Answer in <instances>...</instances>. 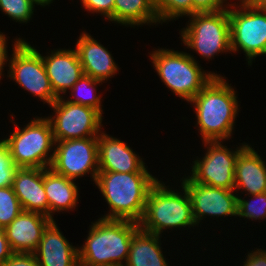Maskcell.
I'll list each match as a JSON object with an SVG mask.
<instances>
[{
  "label": "cell",
  "mask_w": 266,
  "mask_h": 266,
  "mask_svg": "<svg viewBox=\"0 0 266 266\" xmlns=\"http://www.w3.org/2000/svg\"><path fill=\"white\" fill-rule=\"evenodd\" d=\"M157 181L149 172L99 171L95 183L111 209L102 219L139 223L149 190Z\"/></svg>",
  "instance_id": "6da1fadb"
},
{
  "label": "cell",
  "mask_w": 266,
  "mask_h": 266,
  "mask_svg": "<svg viewBox=\"0 0 266 266\" xmlns=\"http://www.w3.org/2000/svg\"><path fill=\"white\" fill-rule=\"evenodd\" d=\"M160 236L139 229L132 237L124 266H168L160 247Z\"/></svg>",
  "instance_id": "7402d4cb"
},
{
  "label": "cell",
  "mask_w": 266,
  "mask_h": 266,
  "mask_svg": "<svg viewBox=\"0 0 266 266\" xmlns=\"http://www.w3.org/2000/svg\"><path fill=\"white\" fill-rule=\"evenodd\" d=\"M6 37L3 33L0 32V77L2 74V69L4 65L7 63V45H6ZM6 62V63H5ZM1 79V78H0Z\"/></svg>",
  "instance_id": "e575fe53"
},
{
  "label": "cell",
  "mask_w": 266,
  "mask_h": 266,
  "mask_svg": "<svg viewBox=\"0 0 266 266\" xmlns=\"http://www.w3.org/2000/svg\"><path fill=\"white\" fill-rule=\"evenodd\" d=\"M253 0H240L241 3H251Z\"/></svg>",
  "instance_id": "74e56055"
},
{
  "label": "cell",
  "mask_w": 266,
  "mask_h": 266,
  "mask_svg": "<svg viewBox=\"0 0 266 266\" xmlns=\"http://www.w3.org/2000/svg\"><path fill=\"white\" fill-rule=\"evenodd\" d=\"M3 140L10 149L14 164L19 168L50 167L53 153H48L53 151L55 140L52 125L47 117L33 119L22 130L16 126L9 138Z\"/></svg>",
  "instance_id": "8992f818"
},
{
  "label": "cell",
  "mask_w": 266,
  "mask_h": 266,
  "mask_svg": "<svg viewBox=\"0 0 266 266\" xmlns=\"http://www.w3.org/2000/svg\"><path fill=\"white\" fill-rule=\"evenodd\" d=\"M99 171L131 173L148 172L145 163L123 141L104 132L98 136Z\"/></svg>",
  "instance_id": "9a60e30c"
},
{
  "label": "cell",
  "mask_w": 266,
  "mask_h": 266,
  "mask_svg": "<svg viewBox=\"0 0 266 266\" xmlns=\"http://www.w3.org/2000/svg\"><path fill=\"white\" fill-rule=\"evenodd\" d=\"M150 55L162 82L187 102H190L214 76H220L202 71L189 53L158 49Z\"/></svg>",
  "instance_id": "5b68a950"
},
{
  "label": "cell",
  "mask_w": 266,
  "mask_h": 266,
  "mask_svg": "<svg viewBox=\"0 0 266 266\" xmlns=\"http://www.w3.org/2000/svg\"><path fill=\"white\" fill-rule=\"evenodd\" d=\"M226 0H192V15L197 12H215L228 7L223 6Z\"/></svg>",
  "instance_id": "1f68e13d"
},
{
  "label": "cell",
  "mask_w": 266,
  "mask_h": 266,
  "mask_svg": "<svg viewBox=\"0 0 266 266\" xmlns=\"http://www.w3.org/2000/svg\"><path fill=\"white\" fill-rule=\"evenodd\" d=\"M55 222L53 220L44 230L33 254L40 266H77L79 248L70 245Z\"/></svg>",
  "instance_id": "e0dca14e"
},
{
  "label": "cell",
  "mask_w": 266,
  "mask_h": 266,
  "mask_svg": "<svg viewBox=\"0 0 266 266\" xmlns=\"http://www.w3.org/2000/svg\"><path fill=\"white\" fill-rule=\"evenodd\" d=\"M113 21L122 25H143L157 23L154 0H115Z\"/></svg>",
  "instance_id": "603a6c76"
},
{
  "label": "cell",
  "mask_w": 266,
  "mask_h": 266,
  "mask_svg": "<svg viewBox=\"0 0 266 266\" xmlns=\"http://www.w3.org/2000/svg\"><path fill=\"white\" fill-rule=\"evenodd\" d=\"M235 191L243 189L248 195L266 192V165L248 144L239 153L235 164Z\"/></svg>",
  "instance_id": "ffe728a7"
},
{
  "label": "cell",
  "mask_w": 266,
  "mask_h": 266,
  "mask_svg": "<svg viewBox=\"0 0 266 266\" xmlns=\"http://www.w3.org/2000/svg\"><path fill=\"white\" fill-rule=\"evenodd\" d=\"M77 266H86V265L79 263Z\"/></svg>",
  "instance_id": "f35d334b"
},
{
  "label": "cell",
  "mask_w": 266,
  "mask_h": 266,
  "mask_svg": "<svg viewBox=\"0 0 266 266\" xmlns=\"http://www.w3.org/2000/svg\"><path fill=\"white\" fill-rule=\"evenodd\" d=\"M207 153L202 160H195L192 174L188 176L193 182L234 190L235 164L239 153L247 146L242 144L236 151H230L218 141H203Z\"/></svg>",
  "instance_id": "7c38bea8"
},
{
  "label": "cell",
  "mask_w": 266,
  "mask_h": 266,
  "mask_svg": "<svg viewBox=\"0 0 266 266\" xmlns=\"http://www.w3.org/2000/svg\"><path fill=\"white\" fill-rule=\"evenodd\" d=\"M22 211L13 187H0V227H7Z\"/></svg>",
  "instance_id": "484cf974"
},
{
  "label": "cell",
  "mask_w": 266,
  "mask_h": 266,
  "mask_svg": "<svg viewBox=\"0 0 266 266\" xmlns=\"http://www.w3.org/2000/svg\"><path fill=\"white\" fill-rule=\"evenodd\" d=\"M182 180V186L185 187L191 199L196 224L203 220L204 215L237 216L238 196L234 194V190L196 183L189 177Z\"/></svg>",
  "instance_id": "4fadbf2b"
},
{
  "label": "cell",
  "mask_w": 266,
  "mask_h": 266,
  "mask_svg": "<svg viewBox=\"0 0 266 266\" xmlns=\"http://www.w3.org/2000/svg\"><path fill=\"white\" fill-rule=\"evenodd\" d=\"M61 96L52 105L54 117L48 119L52 125L55 141L98 137L102 129V115L95 109L70 103Z\"/></svg>",
  "instance_id": "30bf717a"
},
{
  "label": "cell",
  "mask_w": 266,
  "mask_h": 266,
  "mask_svg": "<svg viewBox=\"0 0 266 266\" xmlns=\"http://www.w3.org/2000/svg\"><path fill=\"white\" fill-rule=\"evenodd\" d=\"M139 223L129 220L98 219L90 228L83 247L78 249L79 263L86 266H124L133 235Z\"/></svg>",
  "instance_id": "3957f363"
},
{
  "label": "cell",
  "mask_w": 266,
  "mask_h": 266,
  "mask_svg": "<svg viewBox=\"0 0 266 266\" xmlns=\"http://www.w3.org/2000/svg\"><path fill=\"white\" fill-rule=\"evenodd\" d=\"M154 6L159 23L192 15V0H154Z\"/></svg>",
  "instance_id": "d4e9b609"
},
{
  "label": "cell",
  "mask_w": 266,
  "mask_h": 266,
  "mask_svg": "<svg viewBox=\"0 0 266 266\" xmlns=\"http://www.w3.org/2000/svg\"><path fill=\"white\" fill-rule=\"evenodd\" d=\"M76 51L84 75L103 82L117 72V65L109 51L88 33L83 32L80 35Z\"/></svg>",
  "instance_id": "d6986e66"
},
{
  "label": "cell",
  "mask_w": 266,
  "mask_h": 266,
  "mask_svg": "<svg viewBox=\"0 0 266 266\" xmlns=\"http://www.w3.org/2000/svg\"><path fill=\"white\" fill-rule=\"evenodd\" d=\"M43 186L49 204V218L54 211H66L76 207L78 186L74 180L54 172L50 167L43 168Z\"/></svg>",
  "instance_id": "44dd1931"
},
{
  "label": "cell",
  "mask_w": 266,
  "mask_h": 266,
  "mask_svg": "<svg viewBox=\"0 0 266 266\" xmlns=\"http://www.w3.org/2000/svg\"><path fill=\"white\" fill-rule=\"evenodd\" d=\"M251 4L262 11H266V0H253Z\"/></svg>",
  "instance_id": "d590c367"
},
{
  "label": "cell",
  "mask_w": 266,
  "mask_h": 266,
  "mask_svg": "<svg viewBox=\"0 0 266 266\" xmlns=\"http://www.w3.org/2000/svg\"><path fill=\"white\" fill-rule=\"evenodd\" d=\"M1 266H40L33 253H13Z\"/></svg>",
  "instance_id": "4dcf8cb0"
},
{
  "label": "cell",
  "mask_w": 266,
  "mask_h": 266,
  "mask_svg": "<svg viewBox=\"0 0 266 266\" xmlns=\"http://www.w3.org/2000/svg\"><path fill=\"white\" fill-rule=\"evenodd\" d=\"M115 0H81L83 7L92 13H101L108 20L113 21V7Z\"/></svg>",
  "instance_id": "f546056e"
},
{
  "label": "cell",
  "mask_w": 266,
  "mask_h": 266,
  "mask_svg": "<svg viewBox=\"0 0 266 266\" xmlns=\"http://www.w3.org/2000/svg\"><path fill=\"white\" fill-rule=\"evenodd\" d=\"M184 195L167 189L159 180L150 188L139 228L160 235L164 228L190 227L195 223L190 196L182 186Z\"/></svg>",
  "instance_id": "277c9868"
},
{
  "label": "cell",
  "mask_w": 266,
  "mask_h": 266,
  "mask_svg": "<svg viewBox=\"0 0 266 266\" xmlns=\"http://www.w3.org/2000/svg\"><path fill=\"white\" fill-rule=\"evenodd\" d=\"M189 25L181 31L187 48L195 50L206 59L219 52L231 51L230 21L228 10L197 12L191 15Z\"/></svg>",
  "instance_id": "52a82bcc"
},
{
  "label": "cell",
  "mask_w": 266,
  "mask_h": 266,
  "mask_svg": "<svg viewBox=\"0 0 266 266\" xmlns=\"http://www.w3.org/2000/svg\"><path fill=\"white\" fill-rule=\"evenodd\" d=\"M224 79L214 76L190 101L195 106L203 141L229 139L234 129L238 101L234 89Z\"/></svg>",
  "instance_id": "7a4b0ae2"
},
{
  "label": "cell",
  "mask_w": 266,
  "mask_h": 266,
  "mask_svg": "<svg viewBox=\"0 0 266 266\" xmlns=\"http://www.w3.org/2000/svg\"><path fill=\"white\" fill-rule=\"evenodd\" d=\"M18 169L8 145L4 140H0V187H12Z\"/></svg>",
  "instance_id": "f1b7e54d"
},
{
  "label": "cell",
  "mask_w": 266,
  "mask_h": 266,
  "mask_svg": "<svg viewBox=\"0 0 266 266\" xmlns=\"http://www.w3.org/2000/svg\"><path fill=\"white\" fill-rule=\"evenodd\" d=\"M34 4L45 6L49 5L53 0H31Z\"/></svg>",
  "instance_id": "8d00e7d4"
},
{
  "label": "cell",
  "mask_w": 266,
  "mask_h": 266,
  "mask_svg": "<svg viewBox=\"0 0 266 266\" xmlns=\"http://www.w3.org/2000/svg\"><path fill=\"white\" fill-rule=\"evenodd\" d=\"M12 187L23 211L37 212L49 217V204L43 186V169L19 168Z\"/></svg>",
  "instance_id": "ac0fdd59"
},
{
  "label": "cell",
  "mask_w": 266,
  "mask_h": 266,
  "mask_svg": "<svg viewBox=\"0 0 266 266\" xmlns=\"http://www.w3.org/2000/svg\"><path fill=\"white\" fill-rule=\"evenodd\" d=\"M31 0H0V9L12 20L27 23L34 11Z\"/></svg>",
  "instance_id": "4316f807"
},
{
  "label": "cell",
  "mask_w": 266,
  "mask_h": 266,
  "mask_svg": "<svg viewBox=\"0 0 266 266\" xmlns=\"http://www.w3.org/2000/svg\"><path fill=\"white\" fill-rule=\"evenodd\" d=\"M50 168L68 179L76 180L86 173L95 182L99 172L98 137L55 141Z\"/></svg>",
  "instance_id": "8fae6325"
},
{
  "label": "cell",
  "mask_w": 266,
  "mask_h": 266,
  "mask_svg": "<svg viewBox=\"0 0 266 266\" xmlns=\"http://www.w3.org/2000/svg\"><path fill=\"white\" fill-rule=\"evenodd\" d=\"M53 220L41 213L22 211L4 228L13 253H34L44 230Z\"/></svg>",
  "instance_id": "5bb4252c"
},
{
  "label": "cell",
  "mask_w": 266,
  "mask_h": 266,
  "mask_svg": "<svg viewBox=\"0 0 266 266\" xmlns=\"http://www.w3.org/2000/svg\"><path fill=\"white\" fill-rule=\"evenodd\" d=\"M243 266H266V250L257 249L249 253Z\"/></svg>",
  "instance_id": "d6a6232c"
},
{
  "label": "cell",
  "mask_w": 266,
  "mask_h": 266,
  "mask_svg": "<svg viewBox=\"0 0 266 266\" xmlns=\"http://www.w3.org/2000/svg\"><path fill=\"white\" fill-rule=\"evenodd\" d=\"M13 251L10 248L9 242L5 236V230L0 227V266L11 257Z\"/></svg>",
  "instance_id": "836d02e7"
},
{
  "label": "cell",
  "mask_w": 266,
  "mask_h": 266,
  "mask_svg": "<svg viewBox=\"0 0 266 266\" xmlns=\"http://www.w3.org/2000/svg\"><path fill=\"white\" fill-rule=\"evenodd\" d=\"M252 196L257 201H246L238 197L237 216L254 220L266 219V192Z\"/></svg>",
  "instance_id": "83f0119b"
},
{
  "label": "cell",
  "mask_w": 266,
  "mask_h": 266,
  "mask_svg": "<svg viewBox=\"0 0 266 266\" xmlns=\"http://www.w3.org/2000/svg\"><path fill=\"white\" fill-rule=\"evenodd\" d=\"M51 52L50 56H42V60L52 89L60 98V94L65 95L67 89H71L84 75V71L76 49H57L55 52Z\"/></svg>",
  "instance_id": "2e32d148"
},
{
  "label": "cell",
  "mask_w": 266,
  "mask_h": 266,
  "mask_svg": "<svg viewBox=\"0 0 266 266\" xmlns=\"http://www.w3.org/2000/svg\"><path fill=\"white\" fill-rule=\"evenodd\" d=\"M101 83L102 84V81L100 80H95L93 78H91L90 76H87V75H83L75 84L74 86L71 88V91H72V97L76 95V93H79L78 95L75 96V99L74 100H67L69 101L70 103H74V104H79V105H84V106H88V107H91L95 110H97L101 115L103 114L102 113V107H101V96L100 95H96V94H93L95 93L93 90H96L95 89V86H97L96 84H99ZM87 92H89L88 94V97L86 96L87 95V92L85 91V94L83 96L80 95V91H83L85 90ZM82 93V92H81ZM92 95V96H91Z\"/></svg>",
  "instance_id": "cb8c5ba5"
},
{
  "label": "cell",
  "mask_w": 266,
  "mask_h": 266,
  "mask_svg": "<svg viewBox=\"0 0 266 266\" xmlns=\"http://www.w3.org/2000/svg\"><path fill=\"white\" fill-rule=\"evenodd\" d=\"M237 8L240 9H227L231 51L241 48L249 64L256 56L266 54V11L255 8L251 3H241Z\"/></svg>",
  "instance_id": "9c48e42d"
},
{
  "label": "cell",
  "mask_w": 266,
  "mask_h": 266,
  "mask_svg": "<svg viewBox=\"0 0 266 266\" xmlns=\"http://www.w3.org/2000/svg\"><path fill=\"white\" fill-rule=\"evenodd\" d=\"M13 49L12 58L9 60V77L51 106L58 97L47 76L42 55L20 38L16 39Z\"/></svg>",
  "instance_id": "ba28073f"
}]
</instances>
